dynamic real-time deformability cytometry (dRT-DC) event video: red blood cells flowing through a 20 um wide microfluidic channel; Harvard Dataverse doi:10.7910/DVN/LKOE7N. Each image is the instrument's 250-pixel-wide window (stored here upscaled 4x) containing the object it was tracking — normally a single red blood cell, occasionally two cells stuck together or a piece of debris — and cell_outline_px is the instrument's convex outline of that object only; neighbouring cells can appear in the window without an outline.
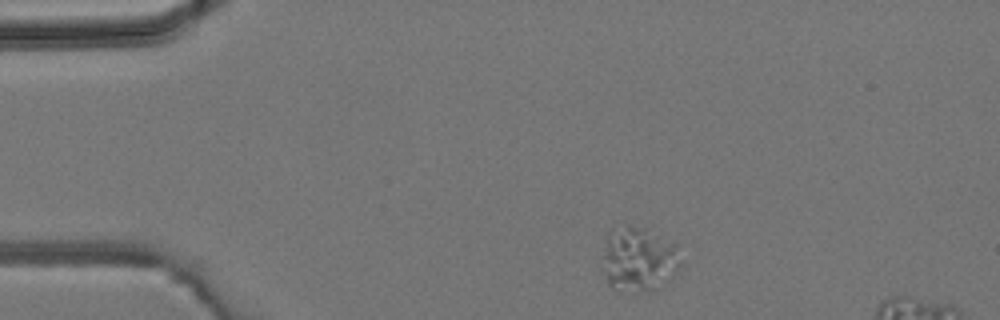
{"species": "common noctule bat (a hibernating species)", "species_latin": "Nyctalus noctula", "temperature_condition": "room temperature", "stored_images_in_passage": 5, "camera_frame_rate_fps": 3000, "um_per_image_px": 0.085, "animal": {"sex": "male", "body_mass_g": 19.2, "forearm_length_mm": 51.8}, "frame": {"image": 1, "passage_image": 1, "time_ms": 0.0, "image_size_px": [1000, 320], "cell_outline_px": [[680, 264], [676, 272], [660, 288], [612, 288], [608, 284], [600, 268], [608, 232], [612, 224], [628, 224], [644, 228], [676, 244]], "centroid_in_image_um": [54.22, 21.94], "position_along_channel_um": 30.8, "area_um2": 29.25}}
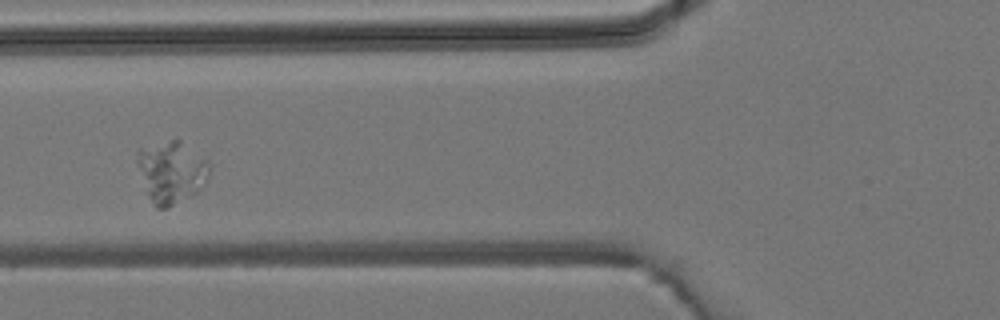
{"frame": {"image": 2, "passage_image": 4, "time_ms": 3.333, "image_size_px": [1000, 320], "cell_outline_px": [[212, 164], [208, 176], [204, 184], [196, 192], [168, 208], [156, 208], [152, 204], [144, 192], [136, 164], [136, 152], [140, 148], [172, 140], [180, 140], [208, 160]], "centroid_in_image_um": [14.53, 14.63], "position_along_channel_um": 111.3, "area_um2": 26.41}}
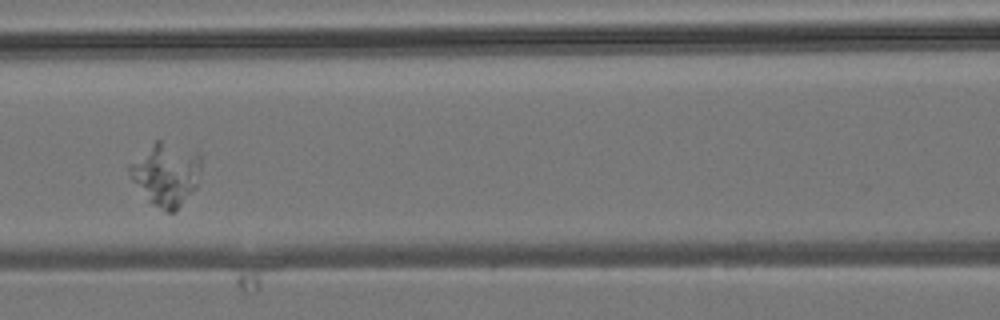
{"frame": {"image": 3, "passage_image": 5, "time_ms": 4.333, "image_size_px": [1000, 320], "cell_outline_px": [[200, 168], [196, 188], [172, 212], [164, 212], [152, 204], [148, 200], [132, 180], [128, 168], [128, 164], [156, 140], [160, 140], [196, 152], [200, 156]], "centroid_in_image_um": [14.09, 14.8], "position_along_channel_um": 152.5, "area_um2": 25.72}}